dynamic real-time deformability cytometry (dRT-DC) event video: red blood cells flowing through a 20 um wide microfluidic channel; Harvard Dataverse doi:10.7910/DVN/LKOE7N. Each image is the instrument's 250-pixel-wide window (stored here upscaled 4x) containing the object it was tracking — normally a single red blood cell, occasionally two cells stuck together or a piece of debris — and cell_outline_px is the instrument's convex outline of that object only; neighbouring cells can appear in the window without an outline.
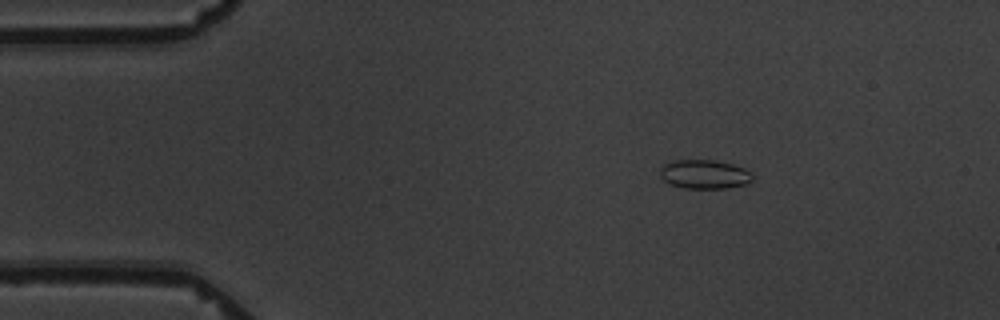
{"species": "common noctule bat (a hibernating species)", "species_latin": "Nyctalus noctula", "temperature_condition": "warm", "stored_images_in_passage": 5, "camera_frame_rate_fps": 3000, "um_per_image_px": 0.085, "animal": {"sex": "male", "body_mass_g": 19.5, "forearm_length_mm": 54.6}, "frame": {"image": 1, "passage_image": 3, "time_ms": 2.0, "image_size_px": [1000, 320], "cell_outline_px": [[752, 180], [744, 184], [724, 188], [684, 188], [672, 184], [664, 180], [660, 176], [660, 168], [664, 164], [672, 160], [716, 160], [732, 164], [744, 168], [752, 172]], "centroid_in_image_um": [59.87, 14.8], "position_along_channel_um": 25.1, "area_um2": 15.55}}